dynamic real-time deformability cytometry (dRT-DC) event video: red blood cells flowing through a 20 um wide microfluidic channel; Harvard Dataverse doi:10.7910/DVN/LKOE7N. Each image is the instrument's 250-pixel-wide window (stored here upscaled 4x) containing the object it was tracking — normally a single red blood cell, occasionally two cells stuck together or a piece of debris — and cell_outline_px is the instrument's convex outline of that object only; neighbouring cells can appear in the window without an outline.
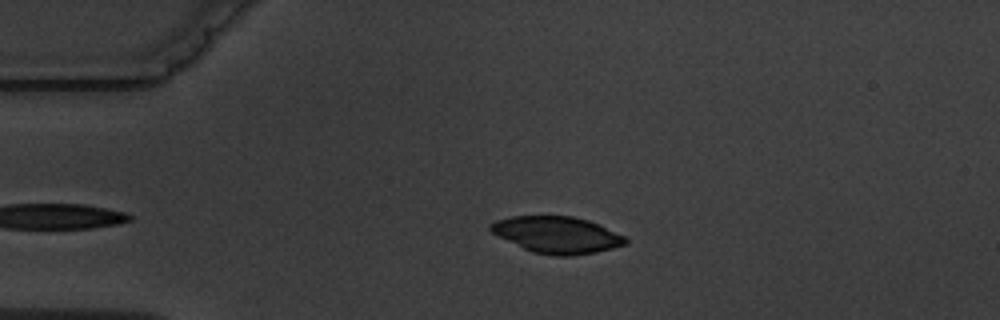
{"species": "common noctule bat (a hibernating species)", "species_latin": "Nyctalus noctula", "temperature_condition": "warm", "stored_images_in_passage": 2, "camera_frame_rate_fps": 3000, "um_per_image_px": 0.085, "animal": {"sex": "male", "body_mass_g": 19.5, "forearm_length_mm": 54.6}, "frame": {"image": 1, "passage_image": 1, "time_ms": 0.0, "image_size_px": [1000, 320], "cell_outline_px": [[628, 244], [596, 252], [572, 256], [552, 256], [532, 252], [492, 232], [488, 228], [488, 224], [496, 220], [512, 216], [572, 216], [588, 220], [600, 224], [624, 236], [628, 240]], "centroid_in_image_um": [47.37, 19.96], "position_along_channel_um": 37.6, "area_um2": 28.78}}